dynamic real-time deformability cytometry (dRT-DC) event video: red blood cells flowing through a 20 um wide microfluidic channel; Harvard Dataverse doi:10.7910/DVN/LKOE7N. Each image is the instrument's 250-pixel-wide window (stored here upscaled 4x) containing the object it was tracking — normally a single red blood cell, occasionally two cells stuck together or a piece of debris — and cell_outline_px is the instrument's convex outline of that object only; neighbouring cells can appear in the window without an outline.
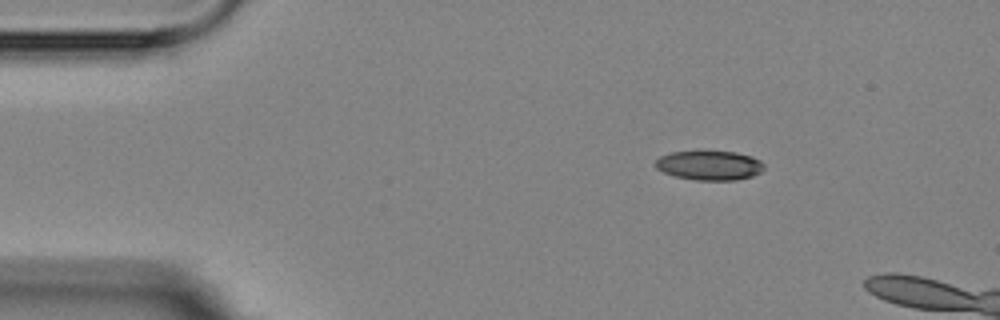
{"species": "Egyptian fruit bat (a non-hibernating species)", "species_latin": "Rousettus aegyptiacus", "temperature_condition": "room temperature", "stored_images_in_passage": 3, "segment_of_instrument_passage": [1, 2], "camera_frame_rate_fps": 3000, "um_per_image_px": 0.085, "animal": {"sex": "female"}, "frame": {"image": 1, "passage_image": 1, "time_ms": 0.0, "image_size_px": [1000, 320], "cell_outline_px": [[764, 168], [760, 172], [752, 176], [736, 180], [696, 180], [676, 176], [664, 172], [656, 168], [656, 160], [660, 156], [672, 152], [736, 152], [752, 156], [760, 160], [764, 164]], "centroid_in_image_um": [60.33, 14.06], "position_along_channel_um": 24.7, "area_um2": 18.38}}